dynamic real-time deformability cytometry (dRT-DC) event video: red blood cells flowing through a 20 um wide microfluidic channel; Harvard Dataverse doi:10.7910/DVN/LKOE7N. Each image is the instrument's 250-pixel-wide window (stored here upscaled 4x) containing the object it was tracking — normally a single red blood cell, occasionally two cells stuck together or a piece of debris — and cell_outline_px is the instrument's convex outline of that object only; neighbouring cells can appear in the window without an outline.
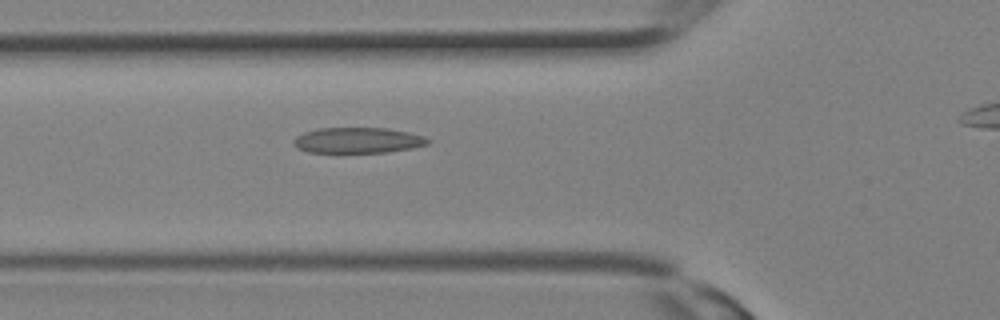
{"species": "Egyptian fruit bat (a non-hibernating species)", "species_latin": "Rousettus aegyptiacus", "temperature_condition": "room temperature", "stored_images_in_passage": 20, "camera_frame_rate_fps": 3000, "um_per_image_px": 0.085, "animal": {"sex": "female"}, "frame": {"image": 1, "passage_image": 4, "time_ms": 1.0, "image_size_px": [1000, 320], "cell_outline_px": [[432, 140], [428, 144], [412, 148], [388, 152], [340, 156], [336, 156], [308, 152], [296, 148], [296, 136], [304, 132], [320, 128], [388, 128], [408, 132], [424, 136]], "centroid_in_image_um": [30.4, 11.99], "position_along_channel_um": 95.4, "area_um2": 21.15}}
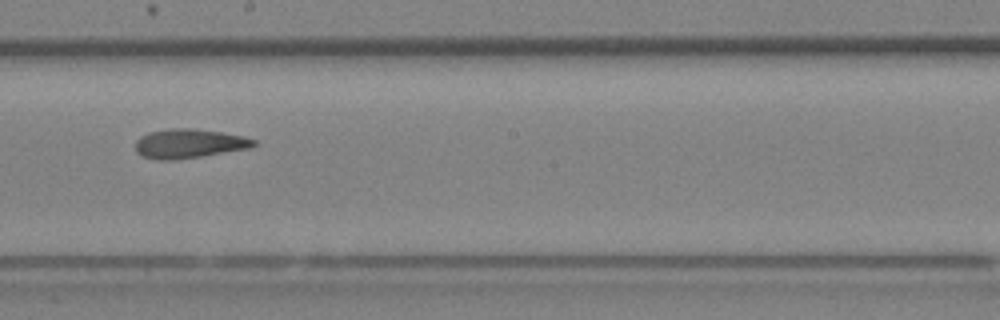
{"frame": {"image": 2, "passage_image": 10, "time_ms": 3.0, "image_size_px": [1000, 320], "cell_outline_px": [[260, 144], [252, 148], [200, 156], [172, 160], [156, 160], [140, 156], [136, 152], [136, 140], [140, 136], [148, 132], [168, 128], [192, 128], [220, 132], [244, 136], [256, 140]], "centroid_in_image_um": [16.07, 12.2], "position_along_channel_um": 232.1, "area_um2": 20.4}}
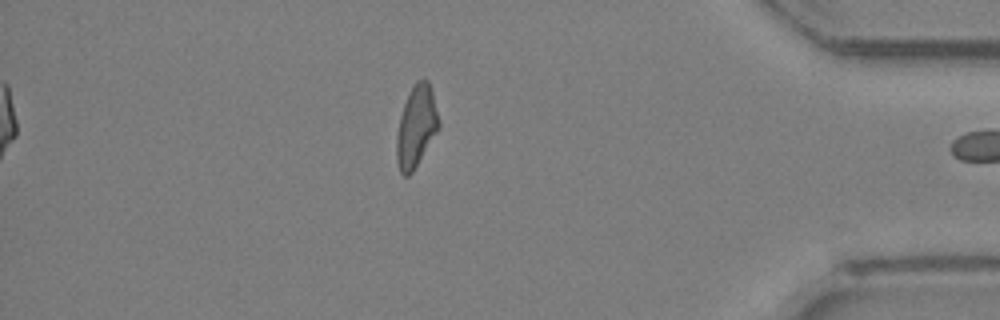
{"frame": {"image": 3, "passage_image": 19, "time_ms": 6.0, "image_size_px": [1000, 320], "cell_outline_px": [[440, 128], [412, 172], [408, 176], [404, 176], [400, 172], [396, 160], [396, 136], [400, 116], [404, 104], [416, 80], [424, 76], [428, 80], [432, 92], [440, 120]], "centroid_in_image_um": [35.39, 10.74], "position_along_channel_um": 399.8, "area_um2": 20.11}}